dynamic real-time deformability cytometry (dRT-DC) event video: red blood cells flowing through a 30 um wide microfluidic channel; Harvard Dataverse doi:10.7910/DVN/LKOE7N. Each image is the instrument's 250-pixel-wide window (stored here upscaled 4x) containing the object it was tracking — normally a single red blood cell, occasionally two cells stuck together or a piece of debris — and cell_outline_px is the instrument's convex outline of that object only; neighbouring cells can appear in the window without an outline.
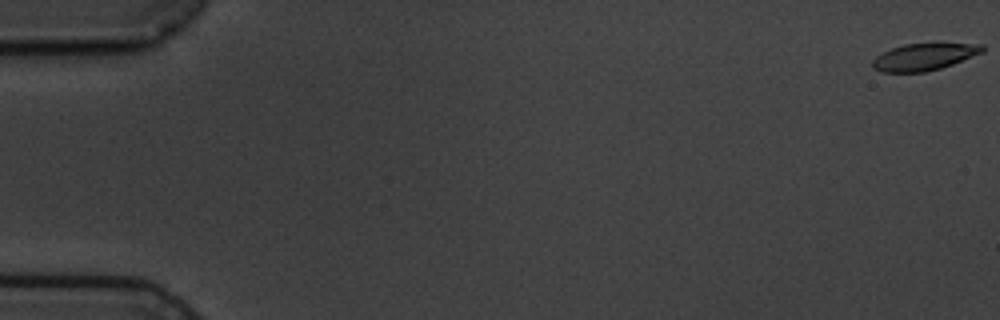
{"species": "common noctule bat (a hibernating species)", "species_latin": "Nyctalus noctula", "temperature_condition": "cold", "stored_images_in_passage": 4, "camera_frame_rate_fps": 3000, "um_per_image_px": 0.085, "animal": {"sex": "male", "body_mass_g": 19.5, "forearm_length_mm": 54.6}, "frame": {"image": 1, "passage_image": 1, "time_ms": 0.0, "image_size_px": [1000, 320], "cell_outline_px": [[984, 52], [952, 64], [940, 68], [924, 72], [880, 72], [872, 68], [872, 60], [876, 56], [892, 48], [904, 44], [936, 40], [984, 44]], "centroid_in_image_um": [78.61, 4.77], "position_along_channel_um": 6.4, "area_um2": 18.21}}